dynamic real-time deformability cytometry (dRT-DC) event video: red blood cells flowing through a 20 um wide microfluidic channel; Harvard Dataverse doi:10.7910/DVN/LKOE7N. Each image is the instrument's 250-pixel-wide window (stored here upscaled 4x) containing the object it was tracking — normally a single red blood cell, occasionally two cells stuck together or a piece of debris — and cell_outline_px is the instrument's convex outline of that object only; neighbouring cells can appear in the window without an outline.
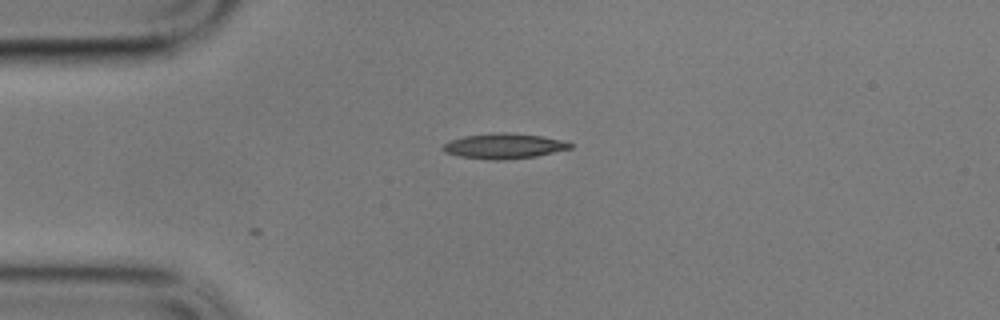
{"species": "common noctule bat (a hibernating species)", "species_latin": "Nyctalus noctula", "temperature_condition": "cold", "stored_images_in_passage": 3, "camera_frame_rate_fps": 3000, "um_per_image_px": 0.085, "animal": {"sex": "male", "body_mass_g": 17.9}, "frame": {"image": 1, "passage_image": 1, "time_ms": 0.0, "image_size_px": [1000, 320], "cell_outline_px": [[572, 148], [536, 156], [504, 160], [492, 160], [460, 156], [444, 152], [440, 148], [444, 144], [452, 140], [464, 136], [492, 132], [508, 132], [544, 136], [568, 140], [572, 144]], "centroid_in_image_um": [42.88, 12.4], "position_along_channel_um": 42.1, "area_um2": 18.96}}